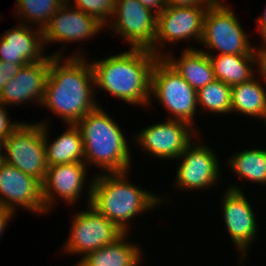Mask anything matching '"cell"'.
<instances>
[{
  "mask_svg": "<svg viewBox=\"0 0 266 266\" xmlns=\"http://www.w3.org/2000/svg\"><path fill=\"white\" fill-rule=\"evenodd\" d=\"M87 207L86 211L77 212L72 217L70 233L62 249L67 254H83L80 260L88 253L113 243L124 234L114 222L90 204Z\"/></svg>",
  "mask_w": 266,
  "mask_h": 266,
  "instance_id": "ba28073f",
  "label": "cell"
},
{
  "mask_svg": "<svg viewBox=\"0 0 266 266\" xmlns=\"http://www.w3.org/2000/svg\"><path fill=\"white\" fill-rule=\"evenodd\" d=\"M19 68L20 66L17 64L0 60V92L6 86L7 82L15 76Z\"/></svg>",
  "mask_w": 266,
  "mask_h": 266,
  "instance_id": "f546056e",
  "label": "cell"
},
{
  "mask_svg": "<svg viewBox=\"0 0 266 266\" xmlns=\"http://www.w3.org/2000/svg\"><path fill=\"white\" fill-rule=\"evenodd\" d=\"M264 46H259L256 48L257 54H258V69H256L260 74L262 80L264 81V84L266 82V42L263 43Z\"/></svg>",
  "mask_w": 266,
  "mask_h": 266,
  "instance_id": "4dcf8cb0",
  "label": "cell"
},
{
  "mask_svg": "<svg viewBox=\"0 0 266 266\" xmlns=\"http://www.w3.org/2000/svg\"><path fill=\"white\" fill-rule=\"evenodd\" d=\"M80 53L73 52L67 59H64L61 51L51 54L40 105L60 117L66 126L77 124L99 106L95 100L97 88L92 66Z\"/></svg>",
  "mask_w": 266,
  "mask_h": 266,
  "instance_id": "6da1fadb",
  "label": "cell"
},
{
  "mask_svg": "<svg viewBox=\"0 0 266 266\" xmlns=\"http://www.w3.org/2000/svg\"><path fill=\"white\" fill-rule=\"evenodd\" d=\"M3 145L7 164L44 181L48 168L44 124L23 122Z\"/></svg>",
  "mask_w": 266,
  "mask_h": 266,
  "instance_id": "52a82bcc",
  "label": "cell"
},
{
  "mask_svg": "<svg viewBox=\"0 0 266 266\" xmlns=\"http://www.w3.org/2000/svg\"><path fill=\"white\" fill-rule=\"evenodd\" d=\"M87 175V165L84 162L48 166L42 182V195L47 213L54 208L57 196L68 204H76L86 186Z\"/></svg>",
  "mask_w": 266,
  "mask_h": 266,
  "instance_id": "2e32d148",
  "label": "cell"
},
{
  "mask_svg": "<svg viewBox=\"0 0 266 266\" xmlns=\"http://www.w3.org/2000/svg\"><path fill=\"white\" fill-rule=\"evenodd\" d=\"M0 206L16 213L18 207L31 213H47L42 182L5 163L0 168Z\"/></svg>",
  "mask_w": 266,
  "mask_h": 266,
  "instance_id": "5bb4252c",
  "label": "cell"
},
{
  "mask_svg": "<svg viewBox=\"0 0 266 266\" xmlns=\"http://www.w3.org/2000/svg\"><path fill=\"white\" fill-rule=\"evenodd\" d=\"M230 158V159H229ZM228 158V167L237 177L257 184H266V149L249 148Z\"/></svg>",
  "mask_w": 266,
  "mask_h": 266,
  "instance_id": "cb8c5ba5",
  "label": "cell"
},
{
  "mask_svg": "<svg viewBox=\"0 0 266 266\" xmlns=\"http://www.w3.org/2000/svg\"><path fill=\"white\" fill-rule=\"evenodd\" d=\"M234 13L222 0L207 9L200 44H204L205 48L207 46L209 52L202 50L204 53L212 55L216 50L218 55H258L256 47L251 46L248 34Z\"/></svg>",
  "mask_w": 266,
  "mask_h": 266,
  "instance_id": "8992f818",
  "label": "cell"
},
{
  "mask_svg": "<svg viewBox=\"0 0 266 266\" xmlns=\"http://www.w3.org/2000/svg\"><path fill=\"white\" fill-rule=\"evenodd\" d=\"M72 0H67L70 2ZM73 7L93 16L101 22L105 28L109 17L112 18L115 11L116 0H73Z\"/></svg>",
  "mask_w": 266,
  "mask_h": 266,
  "instance_id": "4316f807",
  "label": "cell"
},
{
  "mask_svg": "<svg viewBox=\"0 0 266 266\" xmlns=\"http://www.w3.org/2000/svg\"><path fill=\"white\" fill-rule=\"evenodd\" d=\"M256 23L258 24V30L257 32H260V36L262 38L263 42H266V5H265V10L263 11V14L255 20Z\"/></svg>",
  "mask_w": 266,
  "mask_h": 266,
  "instance_id": "836d02e7",
  "label": "cell"
},
{
  "mask_svg": "<svg viewBox=\"0 0 266 266\" xmlns=\"http://www.w3.org/2000/svg\"><path fill=\"white\" fill-rule=\"evenodd\" d=\"M50 67V56L45 59L20 67L13 78L7 82L0 92V102L3 105H21L35 101L42 103L46 79Z\"/></svg>",
  "mask_w": 266,
  "mask_h": 266,
  "instance_id": "e0dca14e",
  "label": "cell"
},
{
  "mask_svg": "<svg viewBox=\"0 0 266 266\" xmlns=\"http://www.w3.org/2000/svg\"><path fill=\"white\" fill-rule=\"evenodd\" d=\"M167 110L174 120H182L195 127L194 119L197 91L163 58L159 57L152 69L151 94Z\"/></svg>",
  "mask_w": 266,
  "mask_h": 266,
  "instance_id": "5b68a950",
  "label": "cell"
},
{
  "mask_svg": "<svg viewBox=\"0 0 266 266\" xmlns=\"http://www.w3.org/2000/svg\"><path fill=\"white\" fill-rule=\"evenodd\" d=\"M19 23L0 36V60L20 67L41 61L47 57L44 52L43 34L40 29ZM37 29V30H36ZM44 54V55H43Z\"/></svg>",
  "mask_w": 266,
  "mask_h": 266,
  "instance_id": "ac0fdd59",
  "label": "cell"
},
{
  "mask_svg": "<svg viewBox=\"0 0 266 266\" xmlns=\"http://www.w3.org/2000/svg\"><path fill=\"white\" fill-rule=\"evenodd\" d=\"M48 122V120L39 122L44 124V142L48 166L84 162V147L78 126L76 124H68L69 127L66 131L50 143L51 141L48 139Z\"/></svg>",
  "mask_w": 266,
  "mask_h": 266,
  "instance_id": "44dd1931",
  "label": "cell"
},
{
  "mask_svg": "<svg viewBox=\"0 0 266 266\" xmlns=\"http://www.w3.org/2000/svg\"><path fill=\"white\" fill-rule=\"evenodd\" d=\"M14 215L15 214L10 210L0 206V238L2 237L1 234L4 233V230L7 227L9 221H11L13 217L15 218Z\"/></svg>",
  "mask_w": 266,
  "mask_h": 266,
  "instance_id": "d6a6232c",
  "label": "cell"
},
{
  "mask_svg": "<svg viewBox=\"0 0 266 266\" xmlns=\"http://www.w3.org/2000/svg\"><path fill=\"white\" fill-rule=\"evenodd\" d=\"M196 128L182 120L168 119L141 129L133 139L144 148L145 153L155 156L154 158L177 161L193 142V137L199 136V129Z\"/></svg>",
  "mask_w": 266,
  "mask_h": 266,
  "instance_id": "30bf717a",
  "label": "cell"
},
{
  "mask_svg": "<svg viewBox=\"0 0 266 266\" xmlns=\"http://www.w3.org/2000/svg\"><path fill=\"white\" fill-rule=\"evenodd\" d=\"M171 53L168 51L163 58L196 91L215 79L210 57L202 50L190 46L183 50L180 58L174 57L173 53Z\"/></svg>",
  "mask_w": 266,
  "mask_h": 266,
  "instance_id": "d6986e66",
  "label": "cell"
},
{
  "mask_svg": "<svg viewBox=\"0 0 266 266\" xmlns=\"http://www.w3.org/2000/svg\"><path fill=\"white\" fill-rule=\"evenodd\" d=\"M7 106L3 105L0 102V143H3L8 139L11 134L23 123L20 122H11L10 116H8V111L6 110Z\"/></svg>",
  "mask_w": 266,
  "mask_h": 266,
  "instance_id": "83f0119b",
  "label": "cell"
},
{
  "mask_svg": "<svg viewBox=\"0 0 266 266\" xmlns=\"http://www.w3.org/2000/svg\"><path fill=\"white\" fill-rule=\"evenodd\" d=\"M129 233H124L111 244L88 253L74 266H139L141 265V247L129 241ZM128 239V240H127ZM129 241V242H128ZM142 250V251H141ZM73 266V265H72Z\"/></svg>",
  "mask_w": 266,
  "mask_h": 266,
  "instance_id": "ffe728a7",
  "label": "cell"
},
{
  "mask_svg": "<svg viewBox=\"0 0 266 266\" xmlns=\"http://www.w3.org/2000/svg\"><path fill=\"white\" fill-rule=\"evenodd\" d=\"M158 58L151 50L131 48L91 61L95 88L128 104L150 106L151 75Z\"/></svg>",
  "mask_w": 266,
  "mask_h": 266,
  "instance_id": "7a4b0ae2",
  "label": "cell"
},
{
  "mask_svg": "<svg viewBox=\"0 0 266 266\" xmlns=\"http://www.w3.org/2000/svg\"><path fill=\"white\" fill-rule=\"evenodd\" d=\"M257 76L231 88V113L260 118L266 126V88ZM263 85V86H262Z\"/></svg>",
  "mask_w": 266,
  "mask_h": 266,
  "instance_id": "7402d4cb",
  "label": "cell"
},
{
  "mask_svg": "<svg viewBox=\"0 0 266 266\" xmlns=\"http://www.w3.org/2000/svg\"><path fill=\"white\" fill-rule=\"evenodd\" d=\"M84 147V163L95 165L102 173L131 172L130 147L119 127L100 105L77 124ZM130 169V170H129Z\"/></svg>",
  "mask_w": 266,
  "mask_h": 266,
  "instance_id": "277c9868",
  "label": "cell"
},
{
  "mask_svg": "<svg viewBox=\"0 0 266 266\" xmlns=\"http://www.w3.org/2000/svg\"><path fill=\"white\" fill-rule=\"evenodd\" d=\"M65 2V0H16L14 13L20 18L19 22L24 23L21 20H25L27 23L28 21L27 25L34 23L37 29L43 31Z\"/></svg>",
  "mask_w": 266,
  "mask_h": 266,
  "instance_id": "d4e9b609",
  "label": "cell"
},
{
  "mask_svg": "<svg viewBox=\"0 0 266 266\" xmlns=\"http://www.w3.org/2000/svg\"><path fill=\"white\" fill-rule=\"evenodd\" d=\"M65 2L53 15L47 26L43 29L44 45L47 43H74L92 38L104 25L93 16H90L79 9ZM47 42V43H46Z\"/></svg>",
  "mask_w": 266,
  "mask_h": 266,
  "instance_id": "9a60e30c",
  "label": "cell"
},
{
  "mask_svg": "<svg viewBox=\"0 0 266 266\" xmlns=\"http://www.w3.org/2000/svg\"><path fill=\"white\" fill-rule=\"evenodd\" d=\"M238 185L229 186L223 192L222 216L231 241L241 254L240 262L245 261L253 240L257 237V219L253 207ZM243 259V260H242Z\"/></svg>",
  "mask_w": 266,
  "mask_h": 266,
  "instance_id": "4fadbf2b",
  "label": "cell"
},
{
  "mask_svg": "<svg viewBox=\"0 0 266 266\" xmlns=\"http://www.w3.org/2000/svg\"><path fill=\"white\" fill-rule=\"evenodd\" d=\"M214 68L215 79L227 85L234 86L250 81L257 75L254 71L258 68V55H209ZM255 74V75H254Z\"/></svg>",
  "mask_w": 266,
  "mask_h": 266,
  "instance_id": "603a6c76",
  "label": "cell"
},
{
  "mask_svg": "<svg viewBox=\"0 0 266 266\" xmlns=\"http://www.w3.org/2000/svg\"><path fill=\"white\" fill-rule=\"evenodd\" d=\"M4 145L3 143H0V168L6 163V156L5 153L3 152Z\"/></svg>",
  "mask_w": 266,
  "mask_h": 266,
  "instance_id": "e575fe53",
  "label": "cell"
},
{
  "mask_svg": "<svg viewBox=\"0 0 266 266\" xmlns=\"http://www.w3.org/2000/svg\"><path fill=\"white\" fill-rule=\"evenodd\" d=\"M221 0H164L165 6L172 7H203L211 8L216 6Z\"/></svg>",
  "mask_w": 266,
  "mask_h": 266,
  "instance_id": "f1b7e54d",
  "label": "cell"
},
{
  "mask_svg": "<svg viewBox=\"0 0 266 266\" xmlns=\"http://www.w3.org/2000/svg\"><path fill=\"white\" fill-rule=\"evenodd\" d=\"M207 9L203 7L166 6L157 15V34L153 44V53L157 57H163L167 53L164 51L167 42L174 44L180 43L182 40L190 41L189 39H193V41L200 43ZM162 50L164 52H161Z\"/></svg>",
  "mask_w": 266,
  "mask_h": 266,
  "instance_id": "8fae6325",
  "label": "cell"
},
{
  "mask_svg": "<svg viewBox=\"0 0 266 266\" xmlns=\"http://www.w3.org/2000/svg\"><path fill=\"white\" fill-rule=\"evenodd\" d=\"M128 173L99 172L88 183V200L85 201L114 222L124 233H130L129 221L132 218L154 210L167 201L164 200L165 197L130 183Z\"/></svg>",
  "mask_w": 266,
  "mask_h": 266,
  "instance_id": "3957f363",
  "label": "cell"
},
{
  "mask_svg": "<svg viewBox=\"0 0 266 266\" xmlns=\"http://www.w3.org/2000/svg\"><path fill=\"white\" fill-rule=\"evenodd\" d=\"M231 88L232 86L214 79L197 91V103L207 112L228 115L231 113Z\"/></svg>",
  "mask_w": 266,
  "mask_h": 266,
  "instance_id": "484cf974",
  "label": "cell"
},
{
  "mask_svg": "<svg viewBox=\"0 0 266 266\" xmlns=\"http://www.w3.org/2000/svg\"><path fill=\"white\" fill-rule=\"evenodd\" d=\"M214 152L203 141L195 143L194 140L177 158L180 163L175 174V188L200 191L218 184L221 179L220 160Z\"/></svg>",
  "mask_w": 266,
  "mask_h": 266,
  "instance_id": "7c38bea8",
  "label": "cell"
},
{
  "mask_svg": "<svg viewBox=\"0 0 266 266\" xmlns=\"http://www.w3.org/2000/svg\"><path fill=\"white\" fill-rule=\"evenodd\" d=\"M144 7L152 11L156 15L165 9L164 0H138Z\"/></svg>",
  "mask_w": 266,
  "mask_h": 266,
  "instance_id": "1f68e13d",
  "label": "cell"
},
{
  "mask_svg": "<svg viewBox=\"0 0 266 266\" xmlns=\"http://www.w3.org/2000/svg\"><path fill=\"white\" fill-rule=\"evenodd\" d=\"M111 23V33L126 40L131 48L148 49L153 52L157 34V15L138 0H116ZM113 21V22H112ZM111 29V30H110Z\"/></svg>",
  "mask_w": 266,
  "mask_h": 266,
  "instance_id": "9c48e42d",
  "label": "cell"
}]
</instances>
